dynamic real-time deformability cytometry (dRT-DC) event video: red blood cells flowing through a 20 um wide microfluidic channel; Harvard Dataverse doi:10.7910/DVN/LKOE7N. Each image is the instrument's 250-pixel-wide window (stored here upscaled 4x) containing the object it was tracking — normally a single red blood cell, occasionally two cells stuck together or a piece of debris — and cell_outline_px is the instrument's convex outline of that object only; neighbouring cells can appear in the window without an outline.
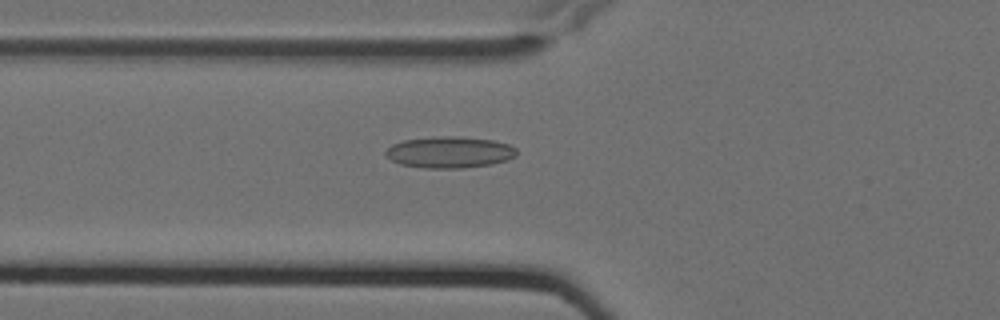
{"species": "Egyptian fruit bat (a non-hibernating species)", "species_latin": "Rousettus aegyptiacus", "temperature_condition": "cold", "stored_images_in_passage": 7, "camera_frame_rate_fps": 3000, "um_per_image_px": 0.085, "animal": {"sex": "female"}, "frame": {"image": 1, "passage_image": 7, "time_ms": 2.0, "image_size_px": [1000, 320], "cell_outline_px": [[516, 156], [508, 160], [492, 164], [464, 168], [424, 168], [400, 164], [392, 160], [384, 152], [392, 144], [404, 140], [440, 136], [456, 136], [492, 140], [508, 144], [516, 148]], "centroid_in_image_um": [38.23, 12.94], "position_along_channel_um": 87.6, "area_um2": 23.93}}